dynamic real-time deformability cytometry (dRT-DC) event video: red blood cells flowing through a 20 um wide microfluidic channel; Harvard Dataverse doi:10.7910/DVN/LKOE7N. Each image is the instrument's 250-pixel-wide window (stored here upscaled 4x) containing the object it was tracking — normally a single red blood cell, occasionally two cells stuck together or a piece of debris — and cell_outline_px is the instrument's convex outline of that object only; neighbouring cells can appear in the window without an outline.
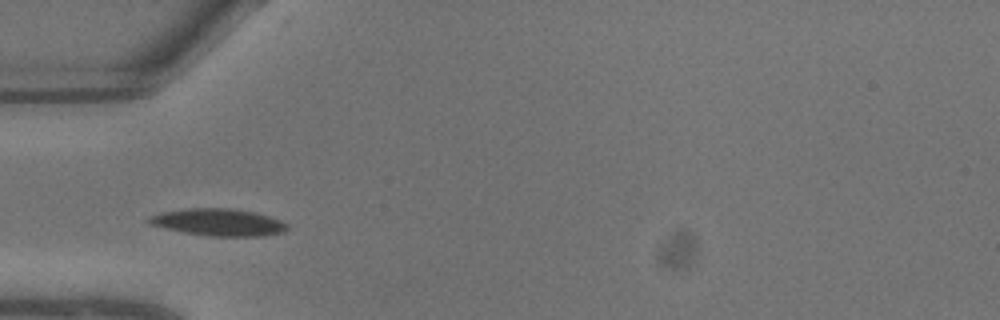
{"species": "common noctule bat (a hibernating species)", "species_latin": "Nyctalus noctula", "temperature_condition": "warm", "stored_images_in_passage": 5, "camera_frame_rate_fps": 3000, "um_per_image_px": 0.085, "animal": {"sex": "male", "body_mass_g": 13.3}, "frame": {"image": 1, "passage_image": 4, "time_ms": 1.0, "image_size_px": [1000, 320], "cell_outline_px": [[288, 228], [284, 232], [264, 236], [208, 236], [184, 232], [152, 224], [148, 220], [148, 216], [164, 212], [184, 208], [232, 208], [256, 212], [280, 220], [288, 224]], "centroid_in_image_um": [18.63, 18.89], "position_along_channel_um": 66.4, "area_um2": 21.73}}